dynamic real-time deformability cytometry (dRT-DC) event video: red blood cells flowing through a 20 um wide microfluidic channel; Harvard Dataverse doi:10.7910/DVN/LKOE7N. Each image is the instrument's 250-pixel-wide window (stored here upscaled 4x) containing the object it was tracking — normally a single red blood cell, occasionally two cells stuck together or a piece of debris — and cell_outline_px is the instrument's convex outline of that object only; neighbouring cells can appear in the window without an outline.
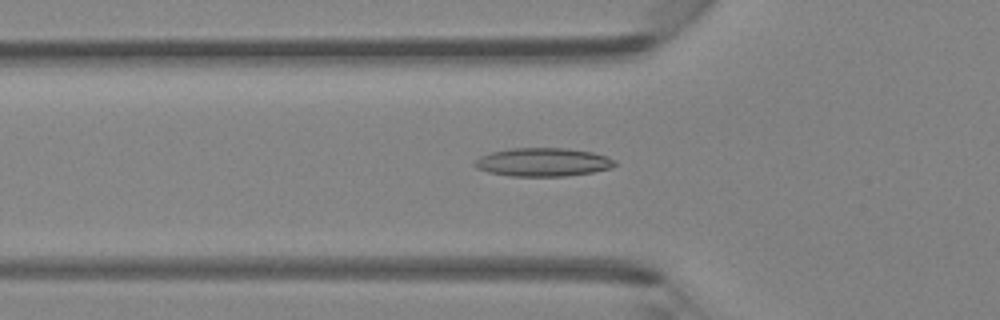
{"species": "Egyptian fruit bat (a non-hibernating species)", "species_latin": "Rousettus aegyptiacus", "temperature_condition": "room temperature", "stored_images_in_passage": 42, "camera_frame_rate_fps": 3000, "um_per_image_px": 0.085, "animal": {"sex": "female"}, "frame": {"image": 1, "passage_image": 16, "time_ms": 5.0, "image_size_px": [1000, 320], "cell_outline_px": [[616, 164], [612, 168], [592, 172], [564, 176], [512, 176], [488, 172], [476, 168], [472, 164], [480, 156], [492, 152], [512, 148], [564, 148], [592, 152], [616, 160]], "centroid_in_image_um": [46.14, 13.78], "position_along_channel_um": 79.7, "area_um2": 23.12}}
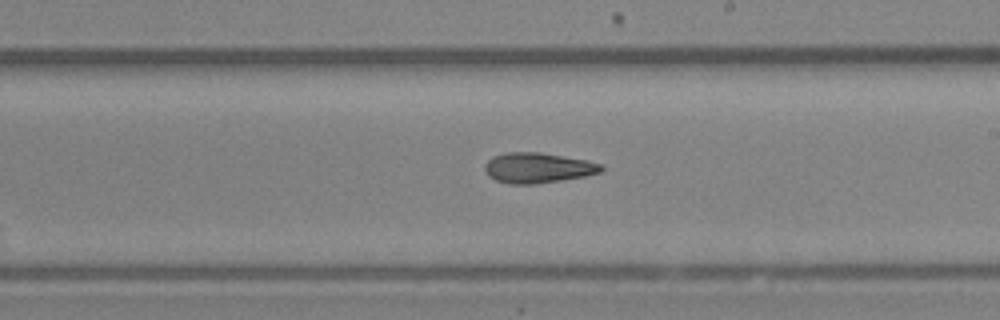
{"frame": {"image": 2, "passage_image": 27, "time_ms": 8.667, "image_size_px": [1000, 320], "cell_outline_px": [[604, 168], [600, 172], [584, 176], [560, 180], [532, 184], [512, 184], [496, 180], [488, 176], [484, 168], [484, 164], [492, 156], [504, 152], [540, 152], [588, 160], [604, 164]], "centroid_in_image_um": [45.71, 14.25], "position_along_channel_um": 243.3, "area_um2": 20.63}}
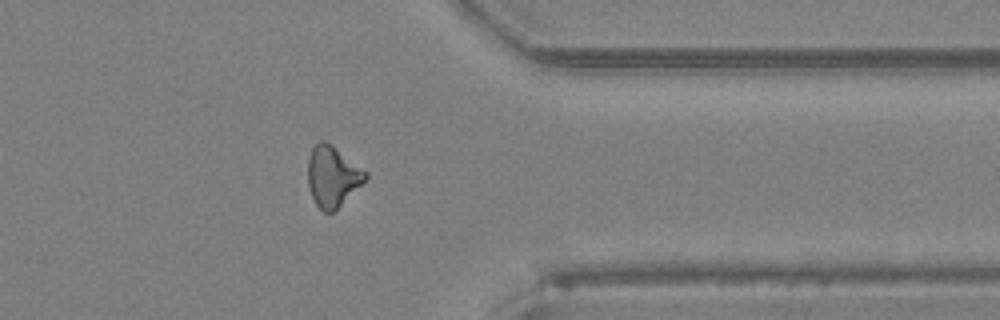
{"frame": {"image": 3, "passage_image": 37, "time_ms": 12.0, "image_size_px": [1000, 320], "cell_outline_px": [[368, 176], [332, 212], [324, 212], [316, 204], [308, 188], [308, 160], [312, 148], [320, 140], [324, 140], [332, 144], [368, 172]], "centroid_in_image_um": [28.24, 14.94], "position_along_channel_um": 383.2, "area_um2": 19.94}}